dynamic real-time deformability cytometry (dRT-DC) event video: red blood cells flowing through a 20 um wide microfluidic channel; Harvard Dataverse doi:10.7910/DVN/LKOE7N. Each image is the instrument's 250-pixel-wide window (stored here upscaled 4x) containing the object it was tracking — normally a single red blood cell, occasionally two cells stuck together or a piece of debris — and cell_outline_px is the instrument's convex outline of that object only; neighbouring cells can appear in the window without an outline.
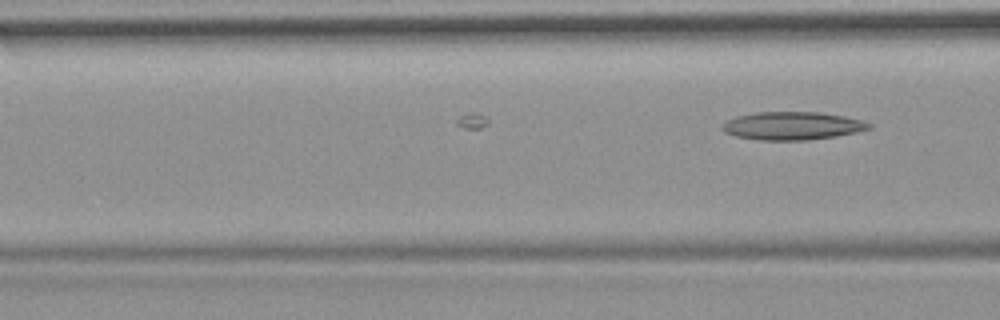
{"species": "common noctule bat (a hibernating species)", "species_latin": "Nyctalus noctula", "temperature_condition": "room temperature", "stored_images_in_passage": 20, "camera_frame_rate_fps": 3000, "um_per_image_px": 0.085, "animal": {"sex": "female", "body_mass_g": 19.9}, "frame": {"image": 1, "passage_image": 20, "time_ms": 6.333, "image_size_px": [1000, 320], "cell_outline_px": [[872, 128], [856, 132], [836, 136], [808, 140], [760, 140], [736, 136], [724, 132], [720, 128], [720, 124], [724, 120], [736, 116], [756, 112], [820, 112], [844, 116], [860, 120], [872, 124]], "centroid_in_image_um": [67.29, 10.69], "position_along_channel_um": 99.3, "area_um2": 24.16}}